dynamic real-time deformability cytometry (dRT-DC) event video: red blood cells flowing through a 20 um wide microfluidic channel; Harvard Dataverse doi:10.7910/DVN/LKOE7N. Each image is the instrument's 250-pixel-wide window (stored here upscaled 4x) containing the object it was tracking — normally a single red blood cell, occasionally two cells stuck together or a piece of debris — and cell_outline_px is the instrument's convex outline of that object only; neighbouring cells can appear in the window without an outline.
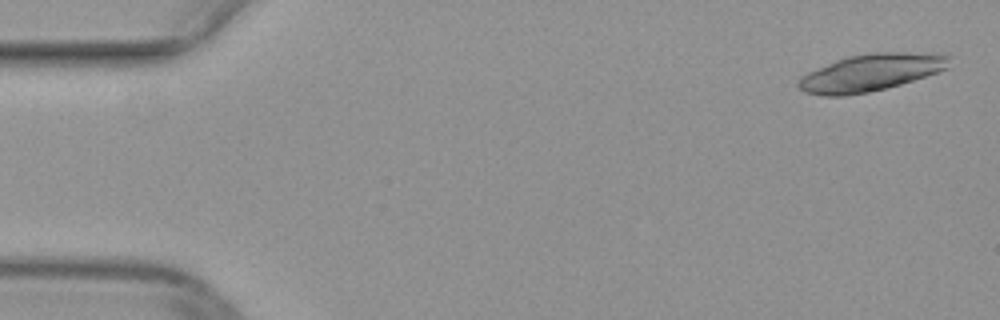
{"species": "common noctule bat (a hibernating species)", "species_latin": "Nyctalus noctula", "temperature_condition": "warm", "stored_images_in_passage": 16, "camera_frame_rate_fps": 3000, "um_per_image_px": 0.085, "animal": {"sex": "female", "body_mass_g": 29.2, "forearm_length_mm": 56.3}, "frame": {"image": 1, "passage_image": 1, "time_ms": 0.0, "image_size_px": [1000, 320], "cell_outline_px": [[952, 56], [948, 68], [900, 84], [868, 92], [844, 96], [824, 96], [804, 92], [796, 84], [800, 76], [808, 72], [844, 56], [872, 52], [948, 52]], "centroid_in_image_um": [74.05, 6.13], "position_along_channel_um": 10.9, "area_um2": 33.06}}